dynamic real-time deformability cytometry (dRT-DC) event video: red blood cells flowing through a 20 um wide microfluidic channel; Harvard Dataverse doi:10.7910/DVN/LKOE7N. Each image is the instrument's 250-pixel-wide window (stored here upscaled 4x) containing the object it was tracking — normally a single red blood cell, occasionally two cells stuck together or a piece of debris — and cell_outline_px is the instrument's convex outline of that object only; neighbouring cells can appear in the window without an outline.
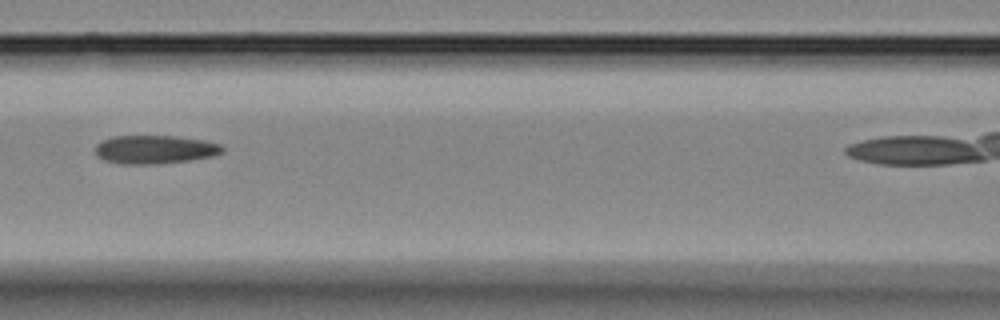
{"species": "Egyptian fruit bat (a non-hibernating species)", "species_latin": "Rousettus aegyptiacus", "temperature_condition": "room temperature", "stored_images_in_passage": 8, "camera_frame_rate_fps": 3000, "um_per_image_px": 0.085, "animal": {"sex": "female"}, "frame": {"image": 1, "passage_image": 6, "time_ms": 1.667, "image_size_px": [1000, 320], "cell_outline_px": [[224, 152], [216, 156], [160, 164], [120, 164], [104, 160], [96, 156], [96, 144], [100, 140], [112, 136], [172, 136], [204, 140], [220, 144], [224, 148]], "centroid_in_image_um": [13.15, 12.71], "position_along_channel_um": 153.4, "area_um2": 21.33}}
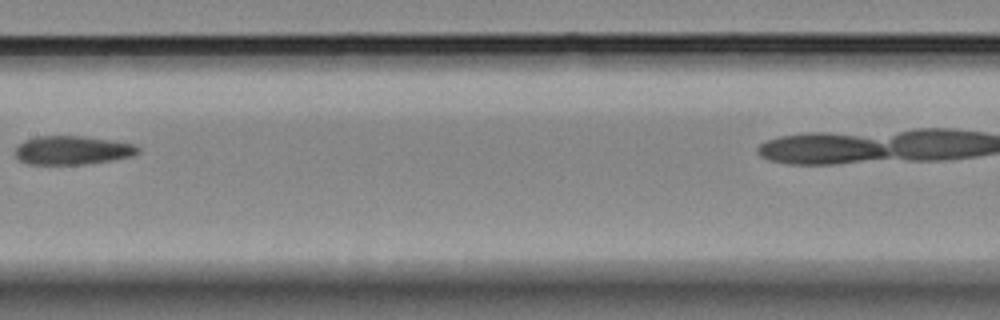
{"frame": {"image": 2, "passage_image": 7, "time_ms": 2.0, "image_size_px": [1000, 320], "cell_outline_px": [[140, 152], [132, 156], [112, 160], [88, 164], [28, 164], [16, 160], [16, 148], [24, 140], [36, 136], [84, 136], [112, 140], [136, 144], [140, 148]], "centroid_in_image_um": [6.17, 12.77], "position_along_channel_um": 201.2, "area_um2": 20.75}}